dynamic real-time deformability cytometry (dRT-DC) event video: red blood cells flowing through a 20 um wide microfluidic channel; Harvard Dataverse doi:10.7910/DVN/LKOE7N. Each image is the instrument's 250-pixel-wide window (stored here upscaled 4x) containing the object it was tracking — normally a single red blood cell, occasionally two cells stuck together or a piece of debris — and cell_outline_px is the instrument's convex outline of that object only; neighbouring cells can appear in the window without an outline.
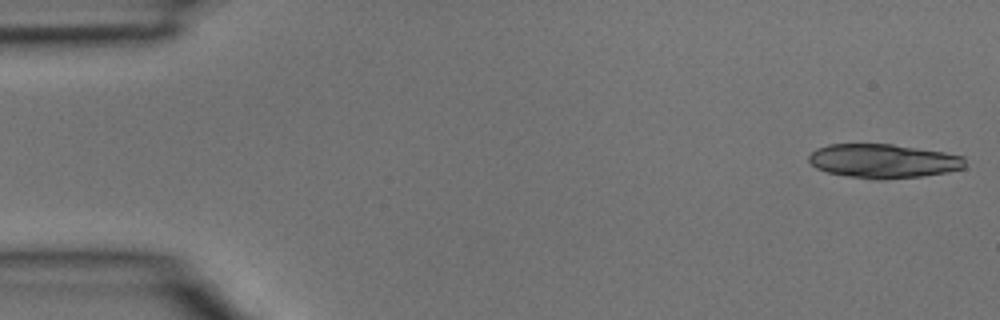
{"species": "common noctule bat (a hibernating species)", "species_latin": "Nyctalus noctula", "temperature_condition": "room temperature", "stored_images_in_passage": 5, "camera_frame_rate_fps": 3000, "um_per_image_px": 0.085, "animal": {"sex": "male", "body_mass_g": 15.6}, "frame": {"image": 1, "passage_image": 1, "time_ms": 0.0, "image_size_px": [1000, 320], "cell_outline_px": [[964, 168], [948, 172], [920, 176], [880, 180], [872, 180], [848, 176], [828, 172], [816, 168], [808, 160], [808, 156], [816, 148], [828, 144], [892, 144], [944, 152], [964, 156]], "centroid_in_image_um": [75.06, 13.69], "position_along_channel_um": 9.9, "area_um2": 31.04}}